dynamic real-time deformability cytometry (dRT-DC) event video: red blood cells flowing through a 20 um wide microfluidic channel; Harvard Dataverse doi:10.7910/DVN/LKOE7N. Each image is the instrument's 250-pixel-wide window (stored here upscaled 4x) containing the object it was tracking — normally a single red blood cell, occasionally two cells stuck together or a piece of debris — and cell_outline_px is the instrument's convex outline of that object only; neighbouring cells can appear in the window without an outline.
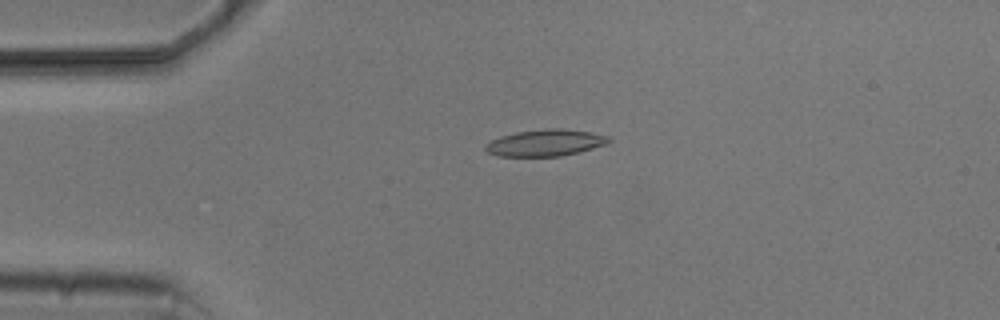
{"species": "common noctule bat (a hibernating species)", "species_latin": "Nyctalus noctula", "temperature_condition": "cold", "stored_images_in_passage": 4, "camera_frame_rate_fps": 3000, "um_per_image_px": 0.085, "animal": {"sex": "male", "body_mass_g": 20.5, "forearm_length_mm": 52.5}, "frame": {"image": 1, "passage_image": 3, "time_ms": 3.0, "image_size_px": [1000, 320], "cell_outline_px": [[612, 140], [604, 144], [580, 152], [560, 156], [496, 156], [488, 152], [484, 148], [492, 140], [500, 136], [516, 132], [544, 128], [564, 128], [592, 132], [608, 136]], "centroid_in_image_um": [46.37, 12.13], "position_along_channel_um": 38.6, "area_um2": 19.13}}